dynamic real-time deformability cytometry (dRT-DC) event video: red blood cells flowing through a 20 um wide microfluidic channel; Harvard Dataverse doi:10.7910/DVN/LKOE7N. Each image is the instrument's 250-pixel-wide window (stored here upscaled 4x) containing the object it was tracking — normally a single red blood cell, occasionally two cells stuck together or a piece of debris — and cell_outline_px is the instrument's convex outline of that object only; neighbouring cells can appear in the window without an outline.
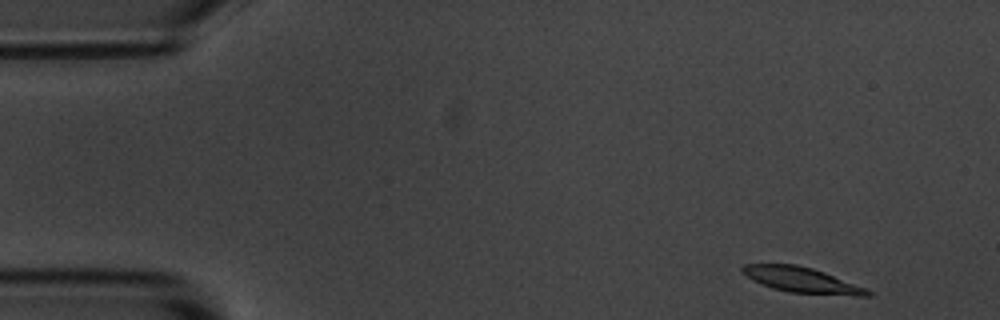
{"species": "common noctule bat (a hibernating species)", "species_latin": "Nyctalus noctula", "temperature_condition": "room temperature", "stored_images_in_passage": 52, "camera_frame_rate_fps": 3000, "um_per_image_px": 0.085, "animal": {"sex": "male", "body_mass_g": 20.1, "forearm_length_mm": 53.5}, "frame": {"image": 1, "passage_image": 1, "time_ms": 0.0, "image_size_px": [1000, 320], "cell_outline_px": [[872, 296], [856, 296], [788, 292], [772, 288], [760, 284], [752, 280], [740, 272], [740, 268], [744, 264], [796, 264], [812, 268], [824, 272], [868, 288], [872, 292]], "centroid_in_image_um": [68.15, 23.8], "position_along_channel_um": 16.8, "area_um2": 18.79}}
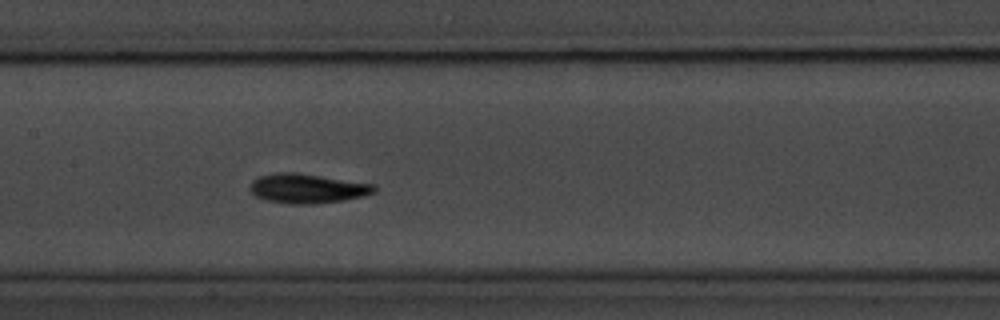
{"frame": {"image": 2, "passage_image": 23, "time_ms": 7.333, "image_size_px": [1000, 320], "cell_outline_px": [[376, 192], [364, 196], [344, 200], [312, 204], [292, 204], [268, 200], [256, 196], [248, 188], [252, 180], [260, 176], [272, 172], [296, 172], [376, 184]], "centroid_in_image_um": [26.14, 16.0], "position_along_channel_um": 181.3, "area_um2": 21.5}}
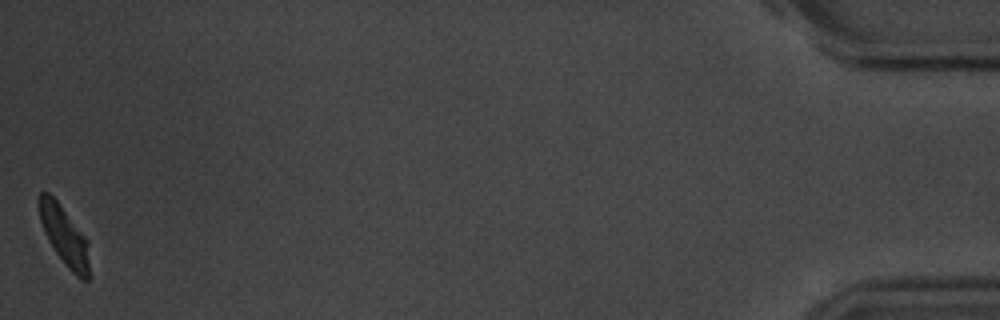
{"frame": {"image": 3, "passage_image": 52, "time_ms": 17.0, "image_size_px": [1000, 320], "cell_outline_px": [[88, 280], [80, 280], [68, 268], [56, 252], [48, 240], [44, 232], [40, 220], [40, 192], [48, 192], [60, 204], [88, 240]], "centroid_in_image_um": [5.48, 20.06], "position_along_channel_um": 429.7, "area_um2": 16.88}, "authors_computed_cell_mechanics": {"area_um2": 19.3919, "velocity_mm_per_s": 3.5674, "shape_relaxation_time_tau1_ms": 1.8555, "shape_relaxation_time_tau2_ms": 3.0234, "deformation_change_tau1": 0.1605, "deformation_change_tau2": 0.0835}}